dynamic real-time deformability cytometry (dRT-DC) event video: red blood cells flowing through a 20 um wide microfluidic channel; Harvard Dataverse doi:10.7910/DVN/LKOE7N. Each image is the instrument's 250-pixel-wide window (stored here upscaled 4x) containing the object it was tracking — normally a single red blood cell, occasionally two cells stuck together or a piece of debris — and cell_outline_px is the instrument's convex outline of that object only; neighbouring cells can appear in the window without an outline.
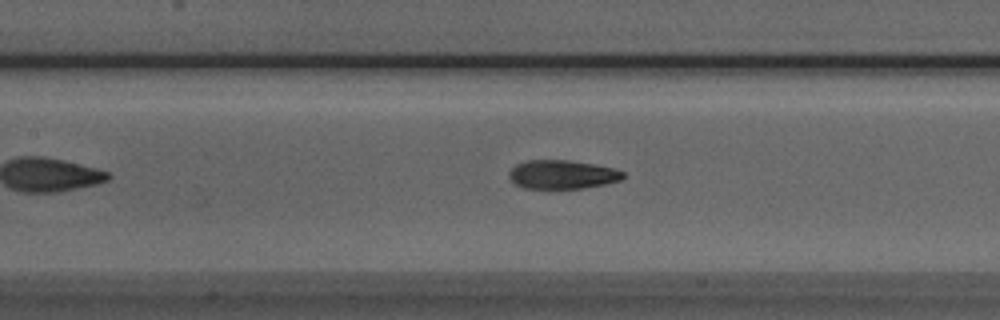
{"species": "Egyptian fruit bat (a non-hibernating species)", "species_latin": "Rousettus aegyptiacus", "temperature_condition": "room temperature", "stored_images_in_passage": 44, "camera_frame_rate_fps": 3000, "um_per_image_px": 0.085, "animal": {"sex": "male"}, "frame": {"image": 1, "passage_image": 15, "time_ms": 4.667, "image_size_px": [1000, 320], "cell_outline_px": [[624, 176], [620, 180], [604, 184], [580, 188], [524, 188], [516, 184], [508, 176], [508, 172], [516, 164], [528, 160], [568, 160], [592, 164], [612, 168], [624, 172]], "centroid_in_image_um": [47.75, 14.83], "position_along_channel_um": 159.6, "area_um2": 18.84}}
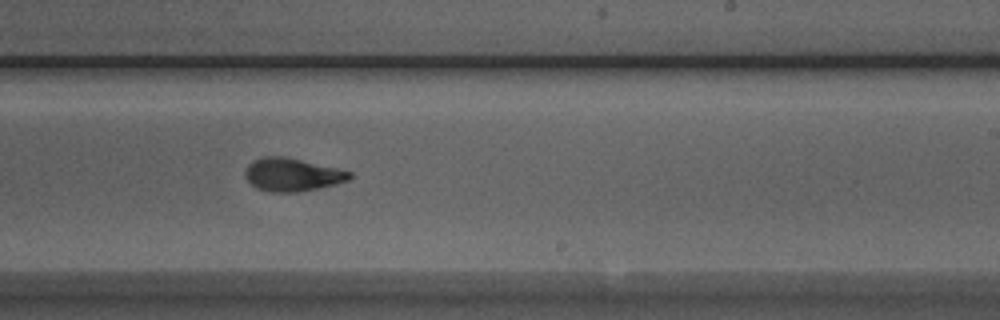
{"frame": {"image": 2, "passage_image": 23, "time_ms": 7.333, "image_size_px": [1000, 320], "cell_outline_px": [[352, 176], [348, 180], [336, 184], [296, 192], [268, 192], [256, 188], [244, 176], [244, 172], [248, 164], [264, 156], [284, 156], [336, 168], [352, 172]], "centroid_in_image_um": [24.81, 14.85], "position_along_channel_um": 264.2, "area_um2": 19.94}}
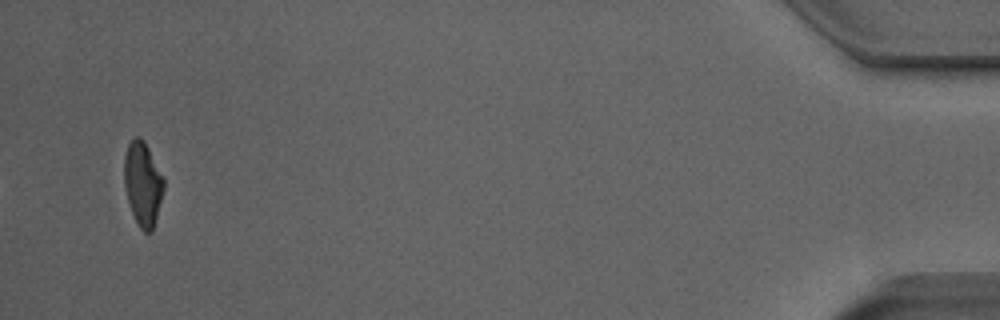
{"frame": {"image": 3, "passage_image": 42, "time_ms": 13.667, "image_size_px": [1000, 320], "cell_outline_px": [[164, 188], [152, 232], [144, 232], [140, 228], [132, 212], [128, 200], [124, 184], [124, 156], [128, 144], [136, 136], [140, 136], [144, 140], [164, 176]], "centroid_in_image_um": [12.14, 15.58], "position_along_channel_um": 423.1, "area_um2": 19.31}, "authors_computed_cell_mechanics": {"area_um2": 19.7965, "velocity_mm_per_s": 3.9333, "shape_relaxation_time_tau1_ms": 3.3304, "shape_relaxation_time_tau2_ms": 1.7094, "deformation_change_tau1": 0.1713, "deformation_change_tau2": 0.0885}}